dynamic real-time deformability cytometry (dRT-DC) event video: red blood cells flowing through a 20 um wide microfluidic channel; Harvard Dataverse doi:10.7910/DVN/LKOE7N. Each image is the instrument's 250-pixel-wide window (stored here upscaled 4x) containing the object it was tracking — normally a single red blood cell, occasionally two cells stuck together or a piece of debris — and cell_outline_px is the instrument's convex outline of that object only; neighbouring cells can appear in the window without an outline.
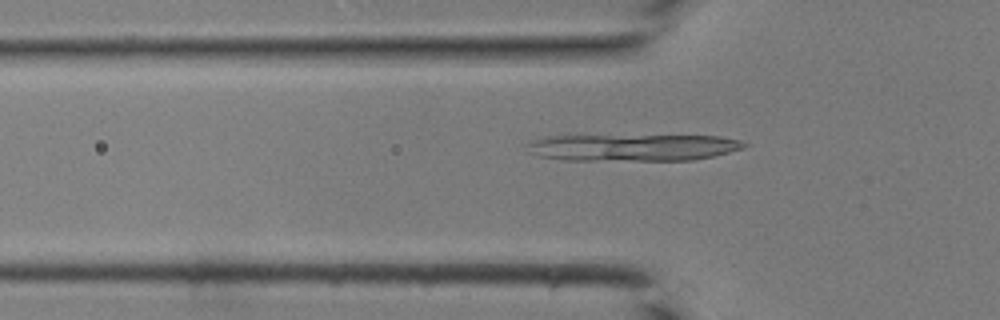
{"species": "common noctule bat (a hibernating species)", "species_latin": "Nyctalus noctula", "temperature_condition": "room temperature", "stored_images_in_passage": 29, "camera_frame_rate_fps": 3000, "um_per_image_px": 0.085, "animal": {"sex": "male", "body_mass_g": 19.0, "forearm_length_mm": 50.8}, "frame": {"image": 1, "passage_image": 8, "time_ms": 2.333, "image_size_px": [1000, 320], "cell_outline_px": [[748, 144], [744, 148], [712, 156], [692, 160], [564, 160], [540, 156], [528, 152], [524, 144], [528, 140], [544, 136], [720, 136], [740, 140]], "centroid_in_image_um": [53.71, 12.53], "position_along_channel_um": 72.1, "area_um2": 34.04}}
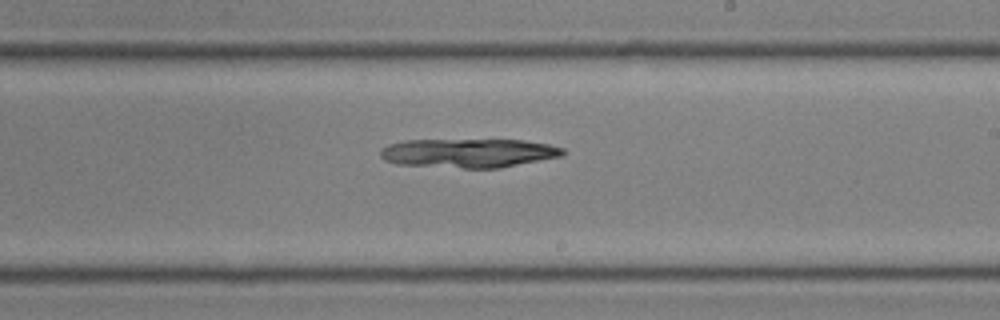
{"frame": {"image": 2, "passage_image": 19, "time_ms": 6.0, "image_size_px": [1000, 320], "cell_outline_px": [[564, 156], [500, 168], [464, 168], [396, 164], [384, 160], [380, 156], [380, 148], [388, 144], [404, 140], [524, 140], [548, 144], [564, 148]], "centroid_in_image_um": [39.82, 13.01], "position_along_channel_um": 249.2, "area_um2": 31.04}}
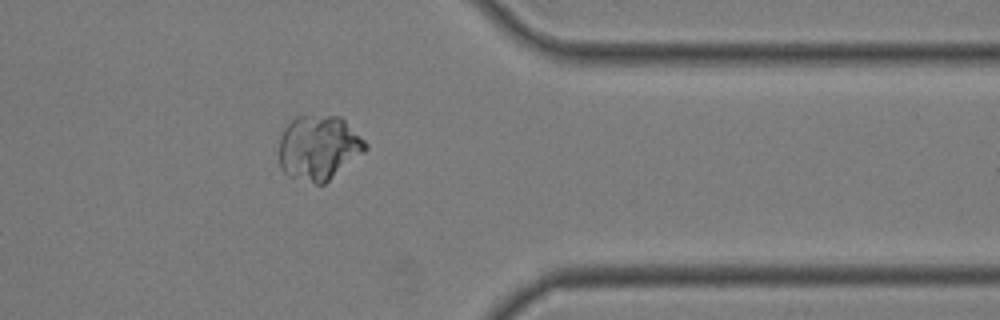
{"frame": {"image": 3, "passage_image": 28, "time_ms": 9.0, "image_size_px": [1000, 320], "cell_outline_px": [[368, 148], [364, 152], [324, 184], [316, 184], [288, 176], [280, 168], [280, 136], [284, 128], [296, 116], [340, 116], [368, 144]], "centroid_in_image_um": [27.08, 12.56], "position_along_channel_um": 384.3, "area_um2": 32.31}}